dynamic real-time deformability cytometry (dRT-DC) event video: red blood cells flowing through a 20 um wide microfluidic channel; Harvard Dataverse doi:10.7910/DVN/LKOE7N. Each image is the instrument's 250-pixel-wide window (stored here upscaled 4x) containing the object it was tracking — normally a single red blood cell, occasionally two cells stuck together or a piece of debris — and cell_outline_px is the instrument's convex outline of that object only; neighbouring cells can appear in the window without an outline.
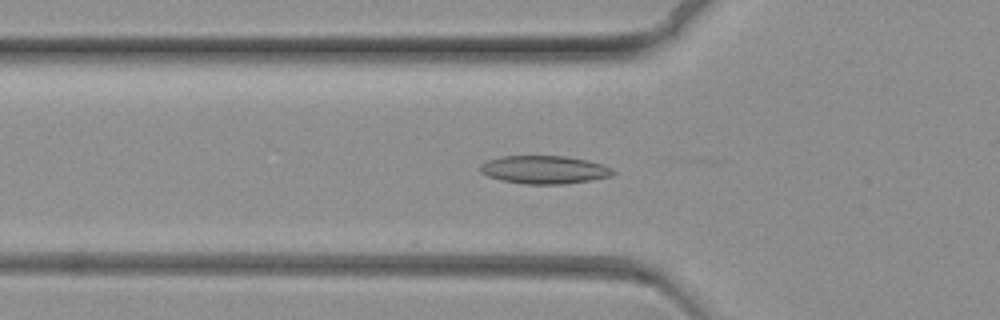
{"species": "common noctule bat (a hibernating species)", "species_latin": "Nyctalus noctula", "temperature_condition": "warm", "stored_images_in_passage": 52, "camera_frame_rate_fps": 3000, "um_per_image_px": 0.085, "animal": {"sex": "female", "body_mass_g": 19.3, "forearm_length_mm": 54.1}, "frame": {"image": 1, "passage_image": 5, "time_ms": 1.333, "image_size_px": [1000, 320], "cell_outline_px": [[616, 172], [612, 176], [592, 180], [564, 184], [524, 184], [500, 180], [488, 176], [480, 172], [480, 164], [488, 160], [500, 156], [564, 156], [588, 160], [604, 164], [612, 168]], "centroid_in_image_um": [46.29, 14.42], "position_along_channel_um": 79.5, "area_um2": 21.96}}
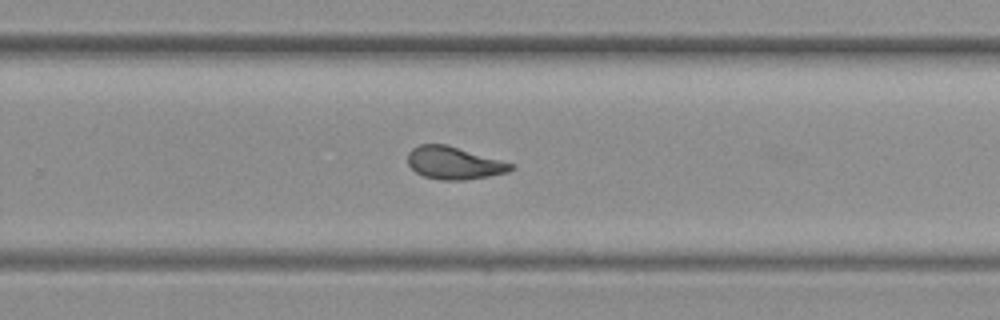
{"frame": {"image": 2, "passage_image": 27, "time_ms": 8.667, "image_size_px": [1000, 320], "cell_outline_px": [[516, 168], [508, 172], [488, 176], [464, 180], [440, 180], [424, 176], [416, 172], [408, 164], [408, 152], [412, 148], [420, 144], [448, 144], [516, 164]], "centroid_in_image_um": [38.63, 13.84], "position_along_channel_um": 291.2, "area_um2": 19.83}}
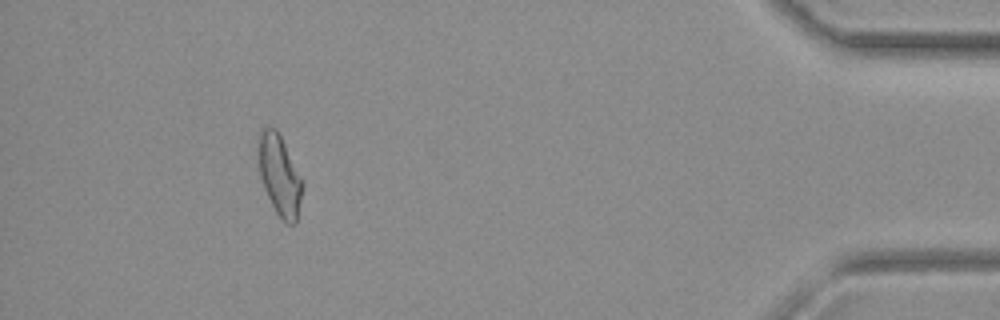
{"frame": {"image": 3, "passage_image": 46, "time_ms": 15.0, "image_size_px": [1000, 320], "cell_outline_px": [[304, 184], [296, 224], [288, 224], [276, 212], [264, 188], [260, 176], [256, 156], [260, 128], [276, 128]], "centroid_in_image_um": [23.73, 14.89], "position_along_channel_um": 411.5, "area_um2": 20.58}}